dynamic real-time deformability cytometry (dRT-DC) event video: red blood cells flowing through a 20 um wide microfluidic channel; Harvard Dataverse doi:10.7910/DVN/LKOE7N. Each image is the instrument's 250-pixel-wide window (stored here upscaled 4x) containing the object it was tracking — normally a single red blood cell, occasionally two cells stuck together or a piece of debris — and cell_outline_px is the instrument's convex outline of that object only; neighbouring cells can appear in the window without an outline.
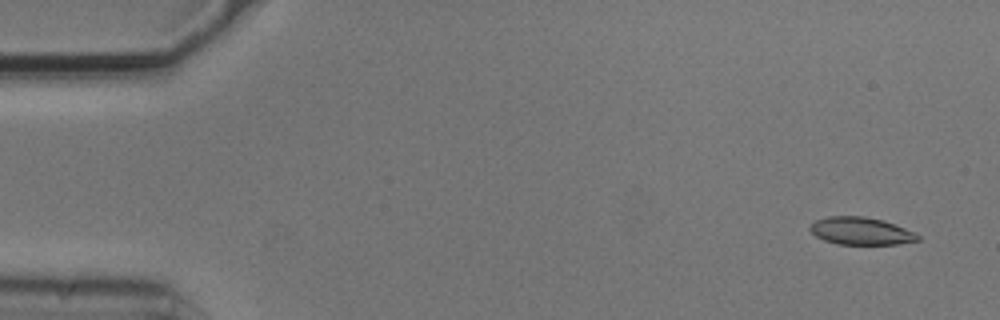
{"species": "common noctule bat (a hibernating species)", "species_latin": "Nyctalus noctula", "temperature_condition": "cold", "stored_images_in_passage": 6, "camera_frame_rate_fps": 3000, "um_per_image_px": 0.085, "animal": {"sex": "male", "body_mass_g": 20.5, "forearm_length_mm": 52.5}, "frame": {"image": 1, "passage_image": 1, "time_ms": 0.0, "image_size_px": [1000, 320], "cell_outline_px": [[920, 240], [896, 244], [836, 244], [824, 240], [816, 236], [808, 228], [816, 220], [828, 216], [864, 216], [884, 220], [904, 228], [920, 236]], "centroid_in_image_um": [73.16, 19.63], "position_along_channel_um": 11.8, "area_um2": 17.17}}
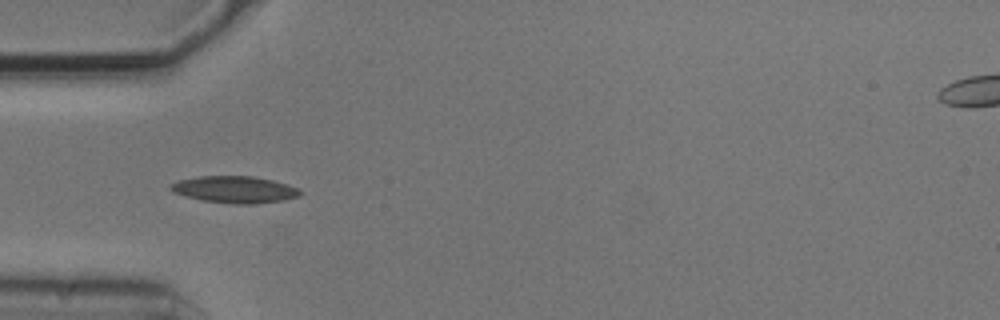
{"frame": {"image": 2, "passage_image": 5, "time_ms": 1.333, "image_size_px": [1000, 320], "cell_outline_px": [[304, 192], [300, 196], [284, 200], [252, 204], [236, 204], [200, 200], [184, 196], [172, 192], [168, 188], [168, 184], [180, 180], [196, 176], [252, 176], [272, 180], [288, 184], [300, 188]], "centroid_in_image_um": [19.95, 16.11], "position_along_channel_um": 65.1, "area_um2": 20.58}}
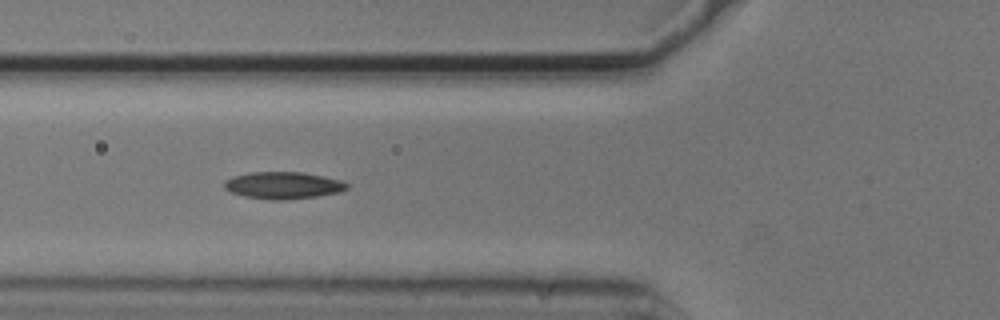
{"frame": {"image": 3, "passage_image": 6, "time_ms": 1.667, "image_size_px": [1000, 320], "cell_outline_px": [[348, 188], [340, 192], [316, 196], [284, 200], [272, 200], [244, 196], [232, 192], [224, 188], [224, 180], [232, 176], [248, 172], [304, 172], [344, 180], [348, 184]], "centroid_in_image_um": [24.08, 15.74], "position_along_channel_um": 101.7, "area_um2": 19.48}}